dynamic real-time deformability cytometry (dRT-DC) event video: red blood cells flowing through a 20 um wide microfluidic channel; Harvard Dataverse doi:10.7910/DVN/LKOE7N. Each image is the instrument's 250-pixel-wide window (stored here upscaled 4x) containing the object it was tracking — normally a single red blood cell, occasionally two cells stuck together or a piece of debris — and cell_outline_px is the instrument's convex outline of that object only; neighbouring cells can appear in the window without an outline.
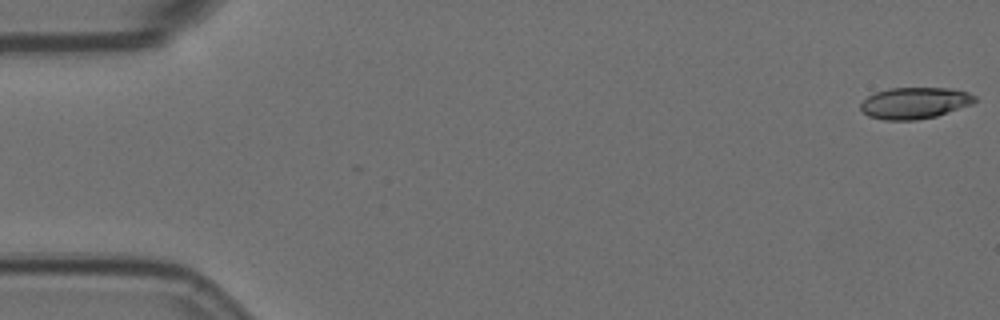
{"species": "Egyptian fruit bat (a non-hibernating species)", "species_latin": "Rousettus aegyptiacus", "temperature_condition": "room temperature", "stored_images_in_passage": 57, "camera_frame_rate_fps": 3000, "um_per_image_px": 0.085, "animal": {"sex": "female"}, "frame": {"image": 1, "passage_image": 1, "time_ms": 0.0, "image_size_px": [1000, 320], "cell_outline_px": [[976, 100], [972, 104], [936, 116], [916, 120], [884, 120], [868, 116], [860, 108], [860, 104], [868, 96], [876, 92], [888, 88], [948, 88], [968, 92], [976, 96]], "centroid_in_image_um": [77.74, 8.75], "position_along_channel_um": 7.3, "area_um2": 20.87}}
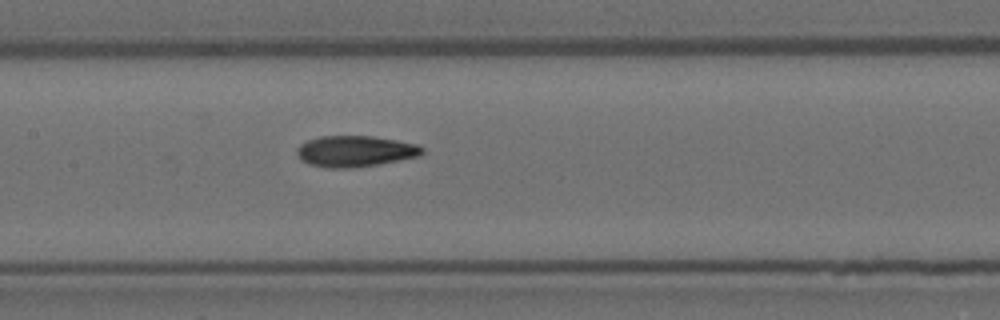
{"frame": {"image": 2, "passage_image": 27, "time_ms": 8.667, "image_size_px": [1000, 320], "cell_outline_px": [[424, 152], [420, 156], [380, 164], [352, 168], [328, 168], [308, 164], [296, 152], [296, 148], [300, 144], [308, 140], [320, 136], [372, 136], [396, 140], [416, 144], [424, 148]], "centroid_in_image_um": [30.21, 12.86], "position_along_channel_um": 177.2, "area_um2": 22.72}}
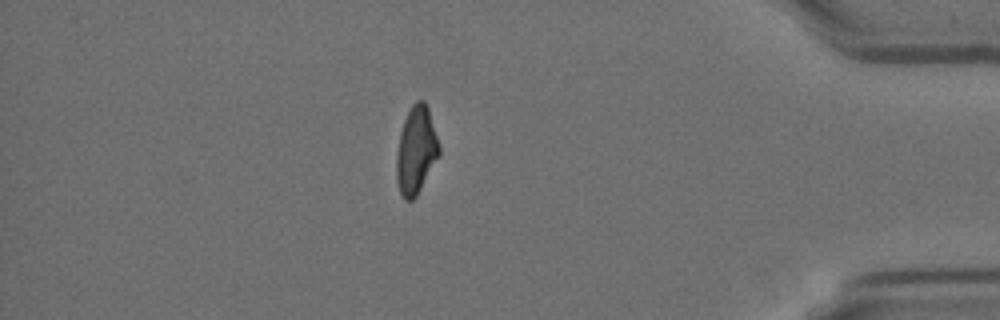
{"frame": {"image": 3, "passage_image": 49, "time_ms": 16.0, "image_size_px": [1000, 320], "cell_outline_px": [[440, 156], [416, 196], [412, 200], [404, 200], [400, 192], [396, 180], [396, 156], [400, 132], [404, 120], [412, 104], [416, 100], [424, 100], [428, 108], [440, 144]], "centroid_in_image_um": [35.38, 12.78], "position_along_channel_um": 399.8, "area_um2": 21.91}}